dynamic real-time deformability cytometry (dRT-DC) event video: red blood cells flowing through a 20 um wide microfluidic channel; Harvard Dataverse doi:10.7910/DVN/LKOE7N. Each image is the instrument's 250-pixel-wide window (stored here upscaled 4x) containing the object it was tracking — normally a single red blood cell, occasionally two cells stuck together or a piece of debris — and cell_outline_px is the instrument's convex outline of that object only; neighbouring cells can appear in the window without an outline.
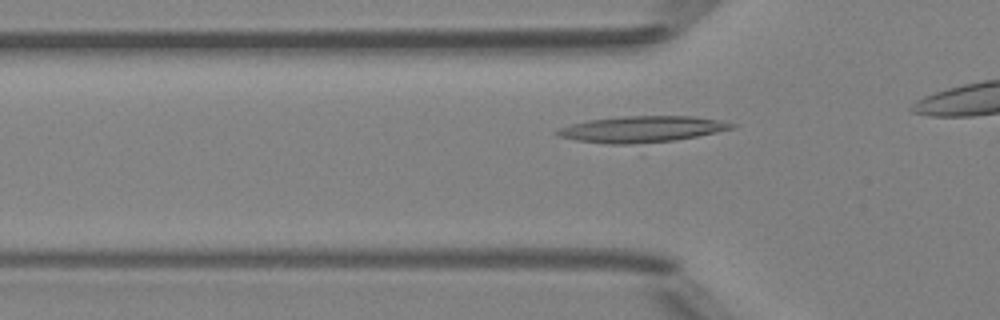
{"species": "Egyptian fruit bat (a non-hibernating species)", "species_latin": "Rousettus aegyptiacus", "temperature_condition": "room temperature", "stored_images_in_passage": 34, "camera_frame_rate_fps": 3000, "um_per_image_px": 0.085, "animal": {"sex": "female"}, "frame": {"image": 1, "passage_image": 11, "time_ms": 3.333, "image_size_px": [1000, 320], "cell_outline_px": [[736, 124], [732, 128], [640, 156], [556, 136], [552, 132], [560, 128], [572, 124], [588, 120], [624, 116], [692, 116], [720, 120]], "centroid_in_image_um": [54.56, 11.23], "position_along_channel_um": 71.2, "area_um2": 32.31}}
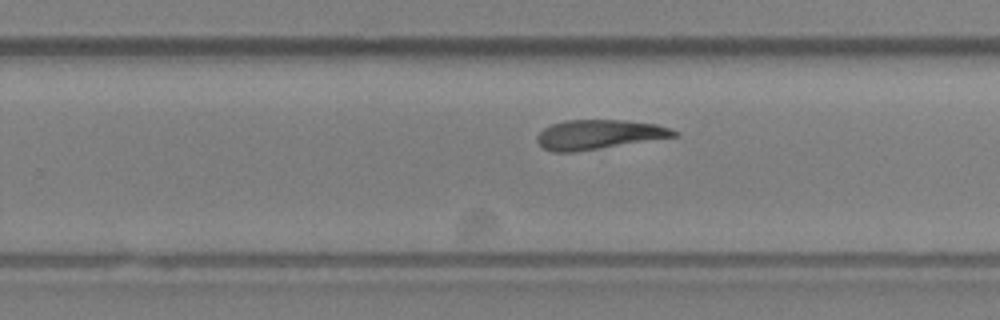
{"frame": {"image": 2, "passage_image": 26, "time_ms": 8.333, "image_size_px": [1000, 320], "cell_outline_px": [[680, 132], [676, 136], [572, 152], [552, 152], [544, 148], [536, 140], [536, 136], [544, 128], [552, 124], [564, 120], [624, 120], [656, 124], [672, 128]], "centroid_in_image_um": [50.89, 11.42], "position_along_channel_um": 278.9, "area_um2": 23.24}}
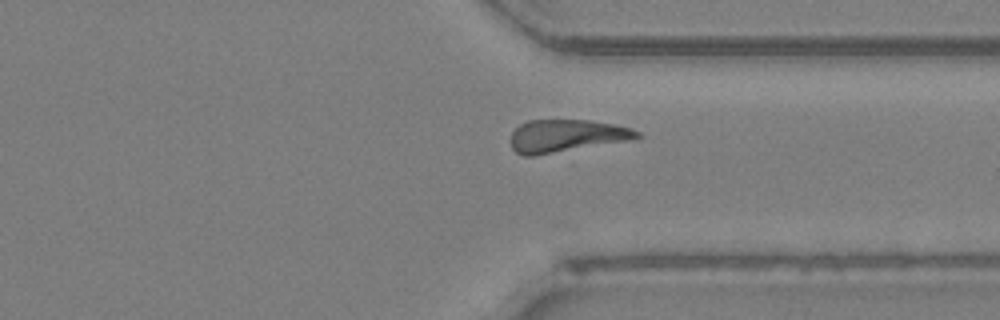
{"frame": {"image": 3, "passage_image": 32, "time_ms": 10.333, "image_size_px": [1000, 320], "cell_outline_px": [[640, 136], [628, 140], [532, 156], [524, 156], [516, 152], [512, 148], [512, 132], [520, 124], [528, 120], [588, 120], [616, 124], [632, 128], [640, 132]], "centroid_in_image_um": [48.13, 11.53], "position_along_channel_um": 363.3, "area_um2": 23.64}}